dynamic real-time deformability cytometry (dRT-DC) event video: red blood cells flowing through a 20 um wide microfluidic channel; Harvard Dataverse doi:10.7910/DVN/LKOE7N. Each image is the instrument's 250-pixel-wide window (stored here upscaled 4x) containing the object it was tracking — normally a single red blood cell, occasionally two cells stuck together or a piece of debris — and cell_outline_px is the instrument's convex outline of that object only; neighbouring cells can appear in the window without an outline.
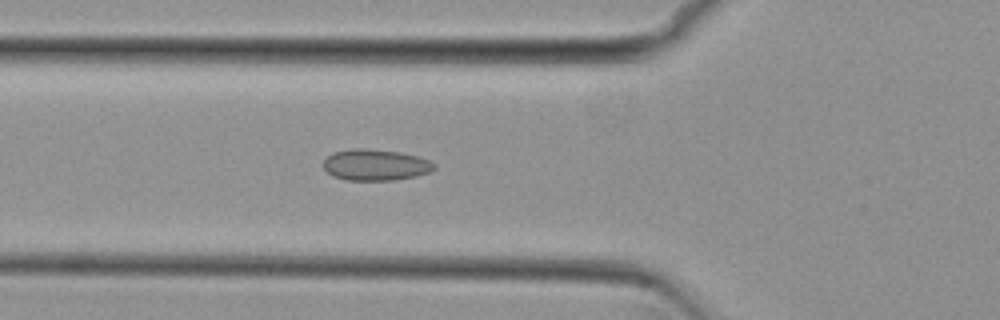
{"species": "common noctule bat (a hibernating species)", "species_latin": "Nyctalus noctula", "temperature_condition": "cold", "stored_images_in_passage": 53, "camera_frame_rate_fps": 3000, "um_per_image_px": 0.085, "animal": {"sex": "female", "body_mass_g": 29.2, "forearm_length_mm": 56.3}, "frame": {"image": 1, "passage_image": 19, "time_ms": 6.0, "image_size_px": [1000, 320], "cell_outline_px": [[436, 168], [428, 172], [416, 176], [392, 180], [348, 180], [332, 176], [324, 168], [324, 160], [332, 152], [352, 148], [364, 148], [400, 152], [416, 156], [428, 160], [436, 164]], "centroid_in_image_um": [31.9, 14.01], "position_along_channel_um": 93.9, "area_um2": 20.11}}
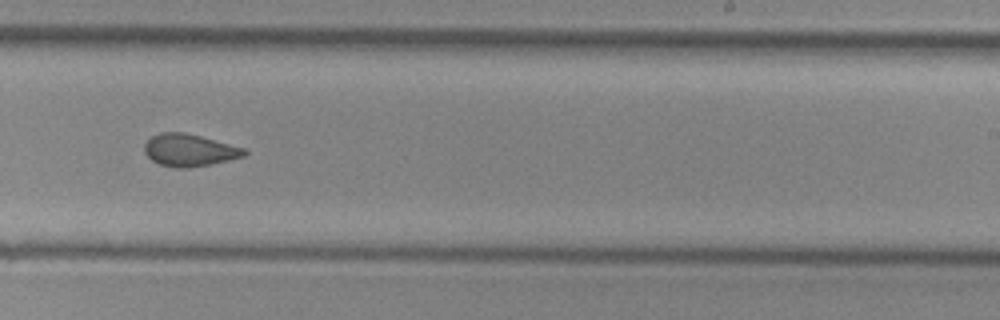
{"frame": {"image": 2, "passage_image": 33, "time_ms": 10.667, "image_size_px": [1000, 320], "cell_outline_px": [[248, 152], [244, 156], [228, 160], [188, 168], [172, 168], [160, 164], [152, 160], [144, 152], [144, 144], [152, 136], [160, 132], [184, 132], [200, 136], [244, 148]], "centroid_in_image_um": [16.06, 12.76], "position_along_channel_um": 272.9, "area_um2": 18.61}}
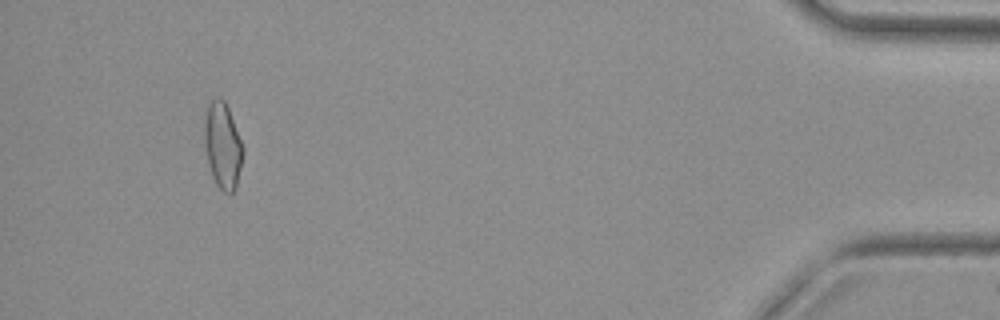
{"frame": {"image": 3, "passage_image": 50, "time_ms": 16.333, "image_size_px": [1000, 320], "cell_outline_px": [[244, 152], [236, 188], [232, 192], [224, 192], [216, 184], [212, 176], [208, 164], [204, 148], [204, 120], [208, 104], [212, 100], [220, 96], [224, 100], [228, 108], [244, 148]], "centroid_in_image_um": [18.91, 12.37], "position_along_channel_um": 416.3, "area_um2": 19.42}, "authors_computed_cell_mechanics": {"area_um2": 19.4208, "velocity_mm_per_s": 3.8258, "shape_relaxation_time_tau1_ms": null, "shape_relaxation_time_tau2_ms": 2.0321, "deformation_change_tau1": null, "deformation_change_tau2": 0.0726}}